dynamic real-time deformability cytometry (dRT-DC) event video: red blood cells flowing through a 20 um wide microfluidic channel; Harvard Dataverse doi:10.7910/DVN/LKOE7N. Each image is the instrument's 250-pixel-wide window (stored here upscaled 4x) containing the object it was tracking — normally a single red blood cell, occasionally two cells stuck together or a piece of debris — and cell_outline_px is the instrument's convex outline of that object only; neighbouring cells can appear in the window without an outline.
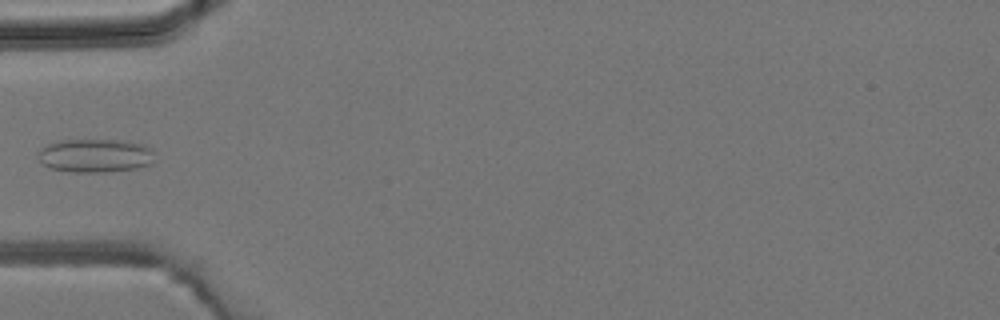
{"species": "common noctule bat (a hibernating species)", "species_latin": "Nyctalus noctula", "temperature_condition": "room temperature", "stored_images_in_passage": 5, "camera_frame_rate_fps": 3000, "um_per_image_px": 0.085, "animal": {"sex": "male", "body_mass_g": 19.2, "forearm_length_mm": 51.8}, "frame": {"image": 1, "passage_image": 5, "time_ms": 4.333, "image_size_px": [1000, 320], "cell_outline_px": [[152, 164], [136, 168], [104, 172], [72, 172], [48, 168], [36, 156], [36, 152], [48, 144], [60, 140], [128, 140], [152, 148]], "centroid_in_image_um": [8.06, 13.22], "position_along_channel_um": 76.9, "area_um2": 22.89}}